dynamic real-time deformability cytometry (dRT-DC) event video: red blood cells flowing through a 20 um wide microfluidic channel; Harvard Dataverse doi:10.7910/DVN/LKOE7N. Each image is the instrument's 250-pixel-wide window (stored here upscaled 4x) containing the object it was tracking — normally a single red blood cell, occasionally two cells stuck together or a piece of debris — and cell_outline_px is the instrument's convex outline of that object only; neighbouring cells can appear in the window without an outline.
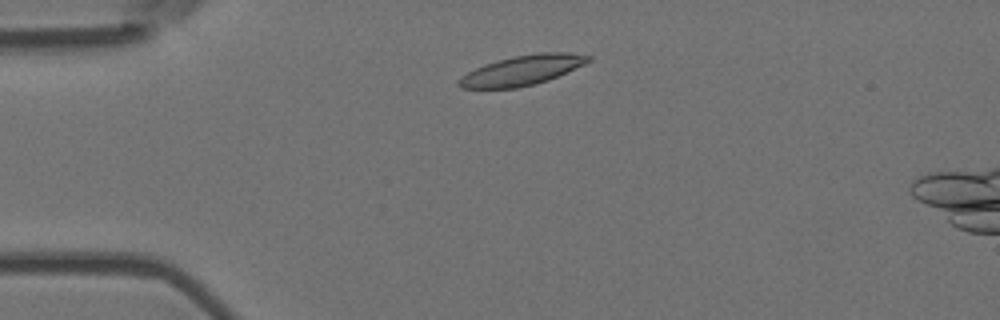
{"species": "Egyptian fruit bat (a non-hibernating species)", "species_latin": "Rousettus aegyptiacus", "temperature_condition": "room temperature", "stored_images_in_passage": 4, "camera_frame_rate_fps": 3000, "um_per_image_px": 0.085, "animal": {"sex": "female"}, "frame": {"image": 1, "passage_image": 2, "time_ms": 0.333, "image_size_px": [1000, 320], "cell_outline_px": [[592, 60], [584, 64], [548, 80], [516, 88], [460, 88], [456, 84], [456, 80], [460, 76], [484, 64], [512, 56], [536, 52], [568, 52], [592, 56]], "centroid_in_image_um": [44.35, 5.96], "position_along_channel_um": 40.6, "area_um2": 22.54}}